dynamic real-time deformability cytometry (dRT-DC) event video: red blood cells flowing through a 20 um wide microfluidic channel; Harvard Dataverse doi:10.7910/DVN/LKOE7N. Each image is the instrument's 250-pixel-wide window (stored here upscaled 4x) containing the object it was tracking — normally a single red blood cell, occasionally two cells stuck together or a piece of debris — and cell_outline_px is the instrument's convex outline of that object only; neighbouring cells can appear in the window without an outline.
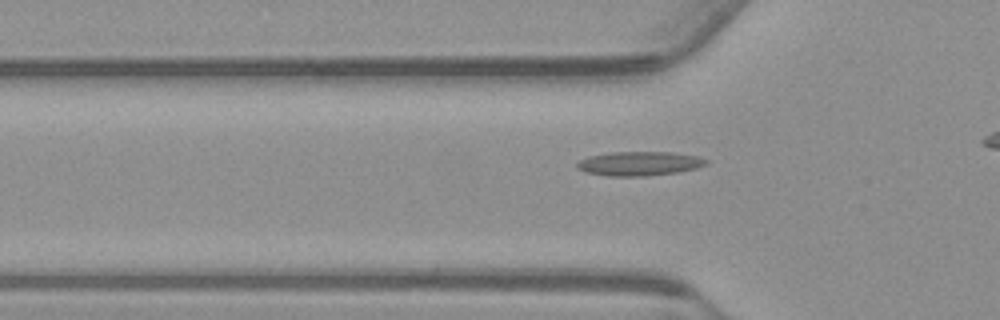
{"species": "common noctule bat (a hibernating species)", "species_latin": "Nyctalus noctula", "temperature_condition": "warm", "stored_images_in_passage": 38, "camera_frame_rate_fps": 3000, "um_per_image_px": 0.085, "animal": {"sex": "male", "body_mass_g": 23.1, "forearm_length_mm": 52.7}, "frame": {"image": 1, "passage_image": 11, "time_ms": 3.333, "image_size_px": [1000, 320], "cell_outline_px": [[708, 164], [696, 168], [676, 172], [648, 176], [608, 176], [588, 172], [576, 168], [576, 164], [580, 160], [588, 156], [612, 152], [672, 152], [700, 156], [708, 160]], "centroid_in_image_um": [54.37, 13.9], "position_along_channel_um": 71.4, "area_um2": 18.21}}
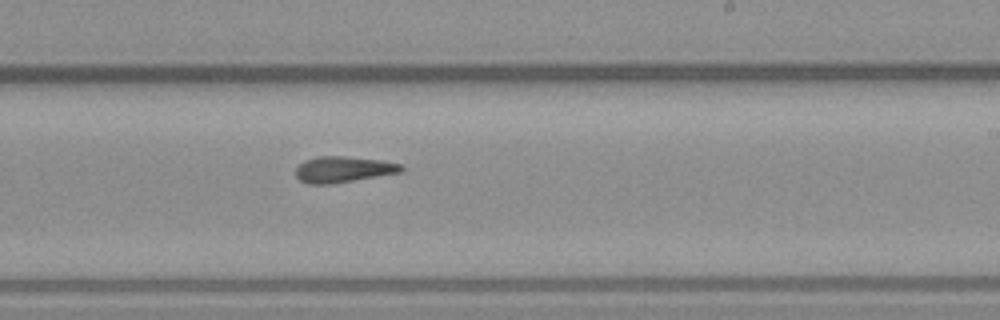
{"frame": {"image": 2, "passage_image": 26, "time_ms": 8.333, "image_size_px": [1000, 320], "cell_outline_px": [[404, 172], [328, 184], [308, 184], [300, 180], [296, 176], [296, 168], [304, 160], [320, 156], [344, 156], [380, 160], [400, 164], [404, 168]], "centroid_in_image_um": [29.18, 14.39], "position_along_channel_um": 259.8, "area_um2": 15.9}}
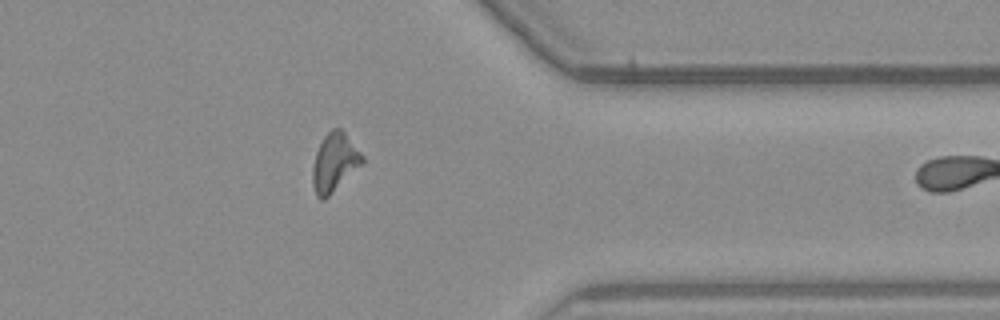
{"frame": {"image": 3, "passage_image": 37, "time_ms": 12.0, "image_size_px": [1000, 320], "cell_outline_px": [[364, 160], [324, 200], [320, 200], [316, 196], [312, 184], [312, 168], [316, 152], [324, 136], [332, 128], [340, 128], [344, 132], [364, 156]], "centroid_in_image_um": [28.39, 13.8], "position_along_channel_um": 383.0, "area_um2": 16.47}}